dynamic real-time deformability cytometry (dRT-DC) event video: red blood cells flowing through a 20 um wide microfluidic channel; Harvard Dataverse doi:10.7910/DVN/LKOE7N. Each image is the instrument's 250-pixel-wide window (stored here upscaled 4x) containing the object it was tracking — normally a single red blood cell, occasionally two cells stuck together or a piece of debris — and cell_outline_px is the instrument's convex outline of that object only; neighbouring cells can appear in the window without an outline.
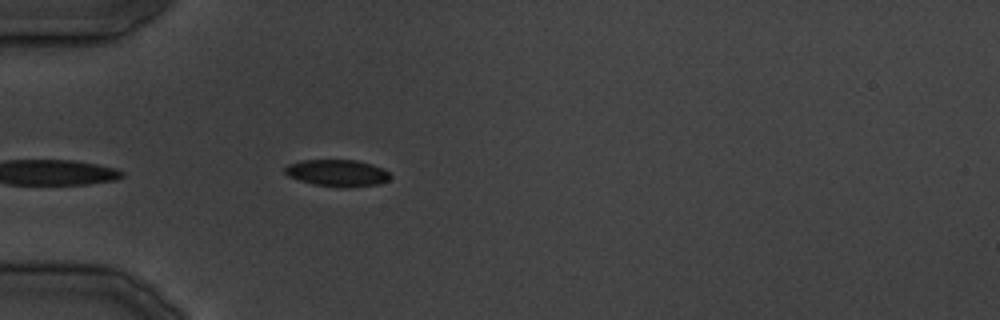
{"species": "common noctule bat (a hibernating species)", "species_latin": "Nyctalus noctula", "temperature_condition": "cold", "stored_images_in_passage": 25, "camera_frame_rate_fps": 3000, "um_per_image_px": 0.085, "animal": {"sex": "male", "body_mass_g": 19.5, "forearm_length_mm": 54.6}, "frame": {"image": 1, "passage_image": 1, "time_ms": 0.0, "image_size_px": [1000, 320], "cell_outline_px": [[392, 176], [388, 180], [380, 184], [312, 184], [288, 176], [284, 172], [284, 168], [288, 164], [304, 160], [356, 160], [372, 164], [384, 168]], "centroid_in_image_um": [28.66, 14.64], "position_along_channel_um": 56.3, "area_um2": 15.61}}
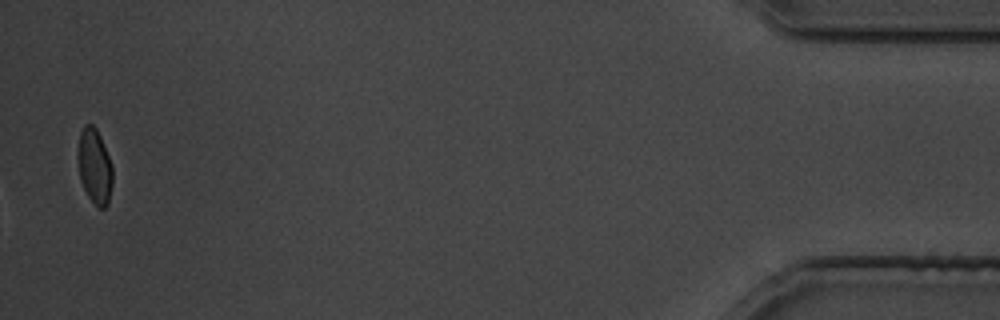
{"frame": {"image": 2, "passage_image": 25, "time_ms": 30.333, "image_size_px": [1000, 320], "cell_outline_px": [[112, 184], [108, 204], [104, 208], [100, 208], [88, 196], [80, 180], [76, 156], [76, 148], [80, 132], [84, 124], [92, 124], [96, 128], [100, 136], [112, 164]], "centroid_in_image_um": [8.01, 14.09], "position_along_channel_um": 427.2, "area_um2": 15.43}}